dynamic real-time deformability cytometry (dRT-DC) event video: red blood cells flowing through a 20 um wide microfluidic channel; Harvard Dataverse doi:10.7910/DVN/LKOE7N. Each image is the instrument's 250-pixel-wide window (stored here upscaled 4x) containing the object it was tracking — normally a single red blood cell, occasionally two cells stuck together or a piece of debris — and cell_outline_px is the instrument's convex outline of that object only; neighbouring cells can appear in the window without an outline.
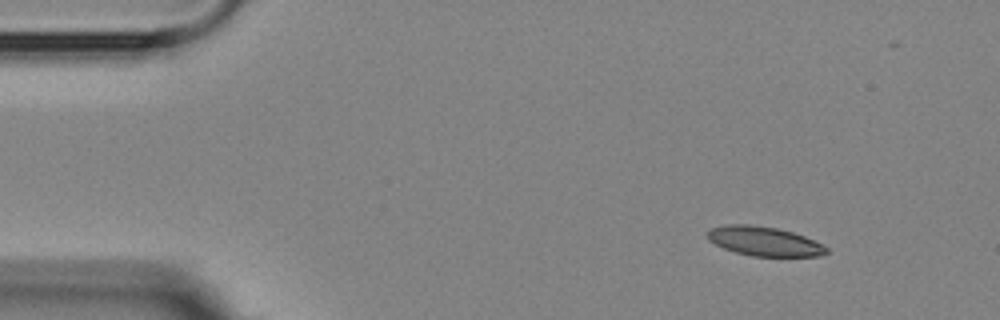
{"species": "Egyptian fruit bat (a non-hibernating species)", "species_latin": "Rousettus aegyptiacus", "temperature_condition": "room temperature", "stored_images_in_passage": 4, "segment_of_instrument_passage": [1, 2], "camera_frame_rate_fps": 3000, "um_per_image_px": 0.085, "animal": {"sex": "female"}, "frame": {"image": 1, "passage_image": 1, "time_ms": 0.0, "image_size_px": [1000, 320], "cell_outline_px": [[828, 252], [820, 256], [752, 256], [736, 252], [724, 248], [708, 240], [704, 236], [704, 232], [712, 228], [724, 224], [748, 224], [776, 228], [792, 232], [804, 236], [828, 248]], "centroid_in_image_um": [64.89, 20.5], "position_along_channel_um": 20.1, "area_um2": 20.29}}